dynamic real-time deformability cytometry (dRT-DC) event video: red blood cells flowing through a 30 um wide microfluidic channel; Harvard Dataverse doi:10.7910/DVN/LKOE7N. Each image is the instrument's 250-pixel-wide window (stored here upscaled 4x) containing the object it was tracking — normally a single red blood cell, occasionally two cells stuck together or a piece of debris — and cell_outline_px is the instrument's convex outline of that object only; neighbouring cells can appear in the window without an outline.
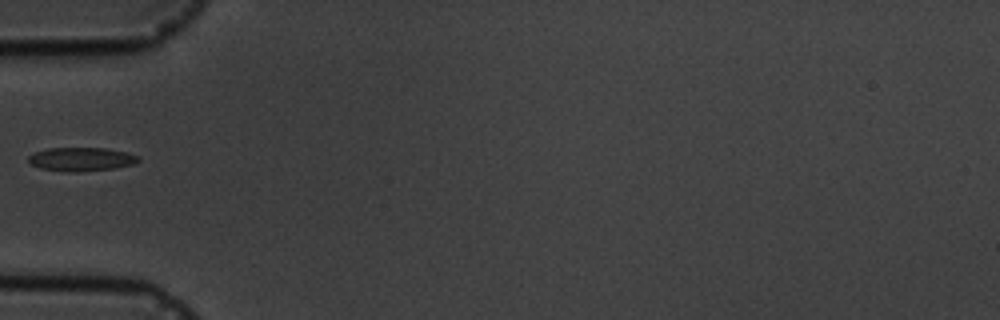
{"species": "common noctule bat (a hibernating species)", "species_latin": "Nyctalus noctula", "temperature_condition": "cold", "stored_images_in_passage": 2, "camera_frame_rate_fps": 3000, "um_per_image_px": 0.085, "animal": {"sex": "male", "body_mass_g": 19.5, "forearm_length_mm": 54.6}, "frame": {"image": 1, "passage_image": 1, "time_ms": 0.0, "image_size_px": [1000, 320], "cell_outline_px": [[140, 160], [132, 164], [116, 168], [72, 172], [64, 172], [40, 168], [32, 164], [28, 160], [28, 156], [36, 152], [48, 148], [104, 148], [124, 152], [140, 156]], "centroid_in_image_um": [6.9, 13.53], "position_along_channel_um": 78.1, "area_um2": 15.03}}
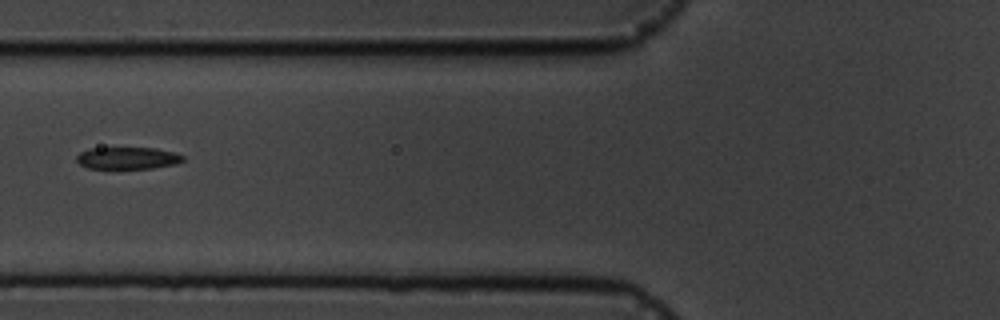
{"frame": {"image": 2, "passage_image": 2, "time_ms": 1.0, "image_size_px": [1000, 320], "cell_outline_px": [[184, 160], [176, 164], [152, 168], [88, 168], [80, 164], [76, 160], [76, 156], [80, 152], [88, 148], [156, 148], [172, 152], [184, 156]], "centroid_in_image_um": [10.83, 13.43], "position_along_channel_um": 115.0, "area_um2": 13.58}}